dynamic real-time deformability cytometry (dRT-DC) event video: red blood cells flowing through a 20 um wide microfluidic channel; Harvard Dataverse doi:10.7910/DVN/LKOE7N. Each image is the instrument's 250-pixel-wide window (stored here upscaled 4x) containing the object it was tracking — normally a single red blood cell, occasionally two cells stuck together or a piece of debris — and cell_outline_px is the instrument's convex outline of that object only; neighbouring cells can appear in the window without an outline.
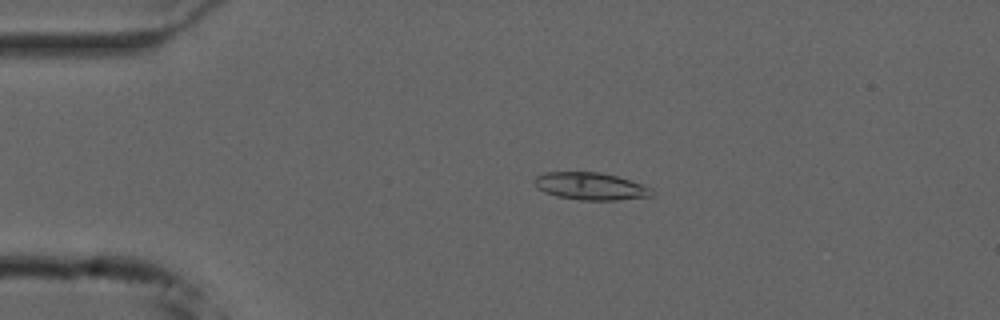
{"species": "common noctule bat (a hibernating species)", "species_latin": "Nyctalus noctula", "temperature_condition": "cold", "stored_images_in_passage": 54, "camera_frame_rate_fps": 3000, "um_per_image_px": 0.085, "animal": {"sex": "male", "forearm_length_mm": 52.5}, "frame": {"image": 1, "passage_image": 11, "time_ms": 3.333, "image_size_px": [1000, 320], "cell_outline_px": [[652, 196], [616, 200], [580, 200], [556, 196], [544, 192], [532, 180], [536, 176], [548, 172], [600, 172], [632, 180], [644, 184], [652, 188]], "centroid_in_image_um": [50.23, 15.83], "position_along_channel_um": 34.8, "area_um2": 18.73}}
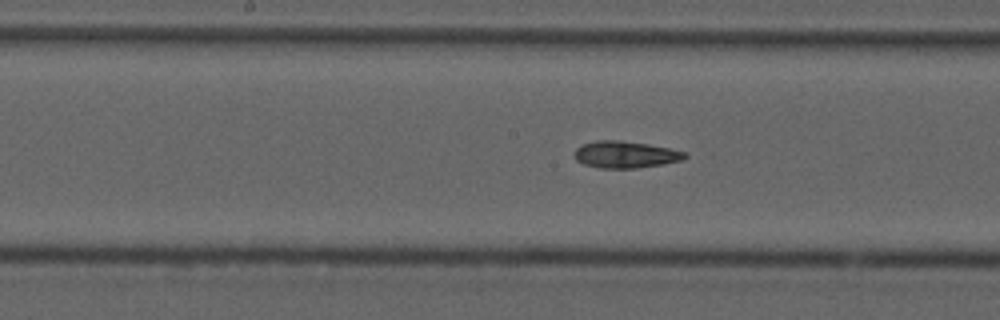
{"frame": {"image": 2, "passage_image": 27, "time_ms": 8.667, "image_size_px": [1000, 320], "cell_outline_px": [[688, 156], [680, 160], [660, 164], [636, 168], [600, 168], [584, 164], [576, 160], [572, 152], [580, 144], [596, 140], [616, 140], [648, 144], [688, 152]], "centroid_in_image_um": [53.1, 13.13], "position_along_channel_um": 195.1, "area_um2": 17.28}}
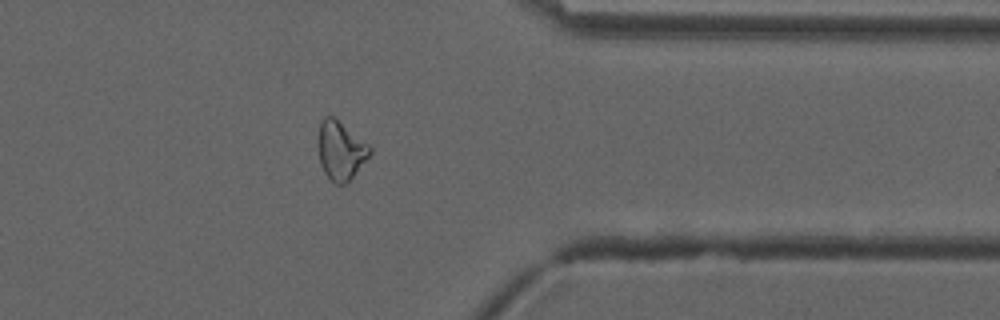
{"frame": {"image": 3, "passage_image": 43, "time_ms": 14.0, "image_size_px": [1000, 320], "cell_outline_px": [[372, 152], [352, 176], [344, 184], [336, 184], [324, 172], [320, 164], [316, 144], [320, 120], [324, 116], [332, 116], [368, 144], [372, 148]], "centroid_in_image_um": [28.9, 12.76], "position_along_channel_um": 382.5, "area_um2": 17.51}, "authors_computed_cell_mechanics": {"area_um2": 18.1203, "velocity_mm_per_s": 3.733, "shape_relaxation_time_tau1_ms": null, "shape_relaxation_time_tau2_ms": 4.2909, "deformation_change_tau1": null, "deformation_change_tau2": 0.1025}}